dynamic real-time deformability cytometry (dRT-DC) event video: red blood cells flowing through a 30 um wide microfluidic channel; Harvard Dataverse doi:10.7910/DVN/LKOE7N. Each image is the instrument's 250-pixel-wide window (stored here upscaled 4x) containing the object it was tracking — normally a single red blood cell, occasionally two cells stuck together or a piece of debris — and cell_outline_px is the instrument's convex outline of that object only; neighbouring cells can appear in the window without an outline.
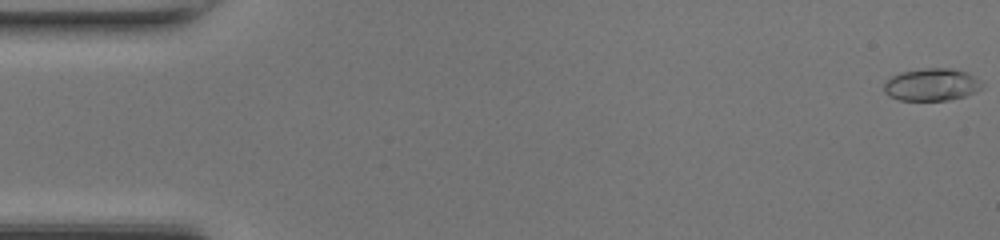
{"species": "common noctule bat (a hibernating species)", "species_latin": "Nyctalus noctula", "temperature_condition": "room temperature", "stored_images_in_passage": 49, "camera_frame_rate_fps": 3000, "um_per_image_px": 0.085, "animal": {"sex": "female", "body_mass_g": 17.0, "forearm_length_mm": 48.0}, "frame": {"image": 1, "passage_image": 1, "time_ms": 0.0, "image_size_px": [1000, 240], "cell_outline_px": [[984, 84], [976, 92], [964, 96], [948, 100], [900, 100], [888, 96], [884, 92], [884, 84], [892, 76], [900, 72], [924, 68], [948, 68], [968, 72], [980, 80]], "centroid_in_image_um": [79.19, 7.19], "position_along_channel_um": 5.8, "area_um2": 18.55}}
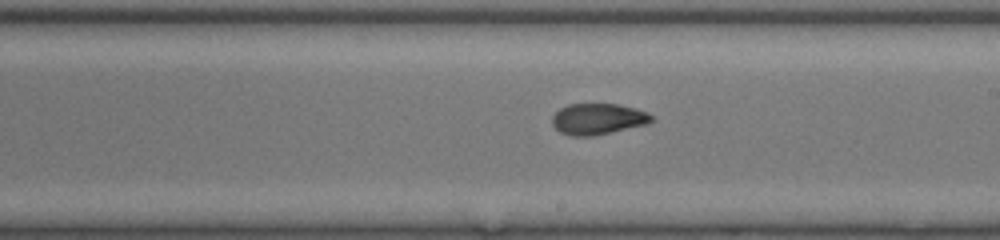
{"frame": {"image": 2, "passage_image": 28, "time_ms": 9.0, "image_size_px": [1000, 240], "cell_outline_px": [[652, 120], [648, 124], [596, 136], [572, 136], [560, 132], [552, 124], [552, 116], [560, 108], [568, 104], [616, 104], [636, 108], [648, 112], [652, 116]], "centroid_in_image_um": [50.83, 10.12], "position_along_channel_um": 238.2, "area_um2": 18.15}}
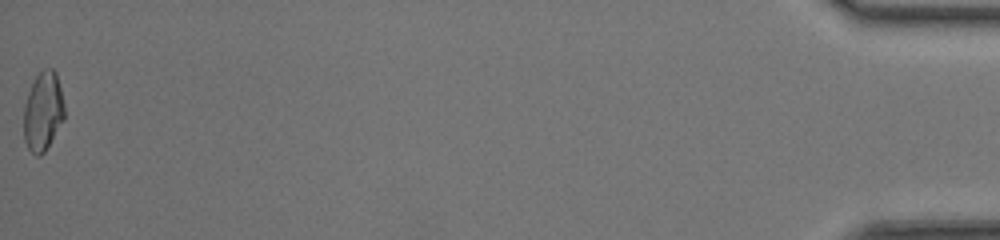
{"frame": {"image": 3, "passage_image": 49, "time_ms": 16.0, "image_size_px": [1000, 240], "cell_outline_px": [[64, 120], [44, 152], [40, 156], [36, 156], [28, 148], [24, 140], [24, 104], [28, 92], [36, 76], [44, 68], [52, 68], [56, 72], [64, 104]], "centroid_in_image_um": [3.65, 9.47], "position_along_channel_um": 431.5, "area_um2": 18.67}, "authors_computed_cell_mechanics": {"area_um2": 18.3226, "velocity_mm_per_s": 4.3135, "shape_relaxation_time_tau1_ms": null, "shape_relaxation_time_tau2_ms": 1.3965, "deformation_change_tau1": null, "deformation_change_tau2": 0.0638}}